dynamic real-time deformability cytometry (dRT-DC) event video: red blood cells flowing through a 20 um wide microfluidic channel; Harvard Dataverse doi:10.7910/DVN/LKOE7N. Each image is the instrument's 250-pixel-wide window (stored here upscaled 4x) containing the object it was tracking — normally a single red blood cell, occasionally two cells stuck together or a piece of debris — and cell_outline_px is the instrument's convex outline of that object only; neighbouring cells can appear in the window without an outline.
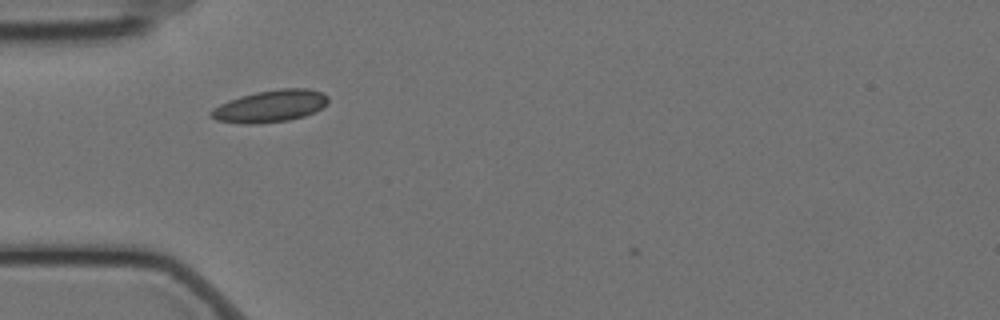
{"species": "Egyptian fruit bat (a non-hibernating species)", "species_latin": "Rousettus aegyptiacus", "temperature_condition": "cold", "stored_images_in_passage": 41, "camera_frame_rate_fps": 3000, "um_per_image_px": 0.085, "animal": {"sex": "female"}, "frame": {"image": 1, "passage_image": 1, "time_ms": 0.0, "image_size_px": [1000, 320], "cell_outline_px": [[328, 100], [320, 108], [312, 112], [300, 116], [284, 120], [220, 120], [212, 116], [212, 112], [216, 108], [232, 100], [244, 96], [260, 92], [320, 92]], "centroid_in_image_um": [22.99, 9.03], "position_along_channel_um": 62.0, "area_um2": 18.21}}
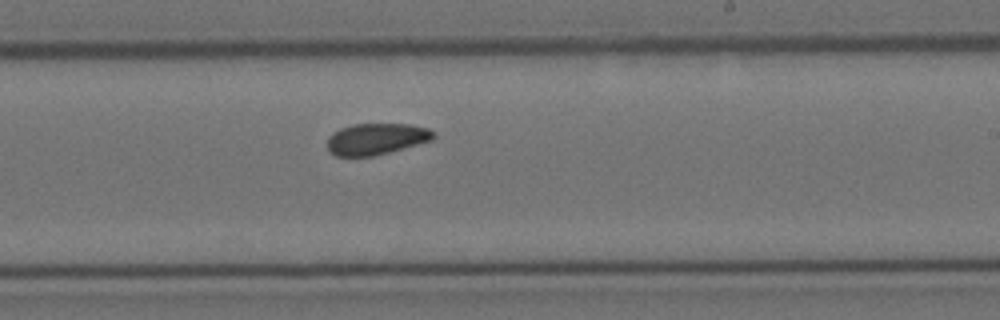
{"frame": {"image": 2, "passage_image": 18, "time_ms": 5.667, "image_size_px": [1000, 320], "cell_outline_px": [[432, 136], [428, 140], [368, 156], [340, 156], [332, 152], [328, 148], [328, 140], [336, 132], [344, 128], [360, 124], [400, 124], [424, 128], [432, 132]], "centroid_in_image_um": [31.9, 11.8], "position_along_channel_um": 257.1, "area_um2": 17.8}}
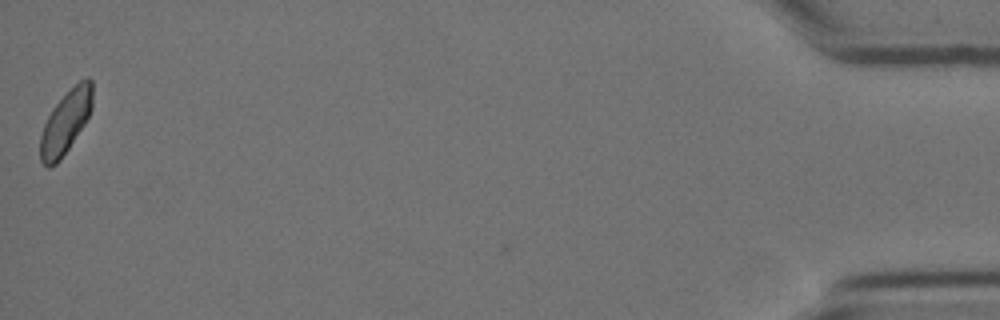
{"frame": {"image": 3, "passage_image": 41, "time_ms": 13.333, "image_size_px": [1000, 320], "cell_outline_px": [[92, 104], [88, 116], [68, 148], [52, 164], [44, 164], [40, 156], [40, 140], [44, 128], [52, 112], [60, 100], [80, 80], [92, 80]], "centroid_in_image_um": [5.61, 10.33], "position_along_channel_um": 429.6, "area_um2": 17.51}, "authors_computed_cell_mechanics": {"area_um2": 17.629, "velocity_mm_per_s": 3.4793, "shape_relaxation_time_tau1_ms": null, "shape_relaxation_time_tau2_ms": 3.5147, "deformation_change_tau1": null, "deformation_change_tau2": 0.0842}}